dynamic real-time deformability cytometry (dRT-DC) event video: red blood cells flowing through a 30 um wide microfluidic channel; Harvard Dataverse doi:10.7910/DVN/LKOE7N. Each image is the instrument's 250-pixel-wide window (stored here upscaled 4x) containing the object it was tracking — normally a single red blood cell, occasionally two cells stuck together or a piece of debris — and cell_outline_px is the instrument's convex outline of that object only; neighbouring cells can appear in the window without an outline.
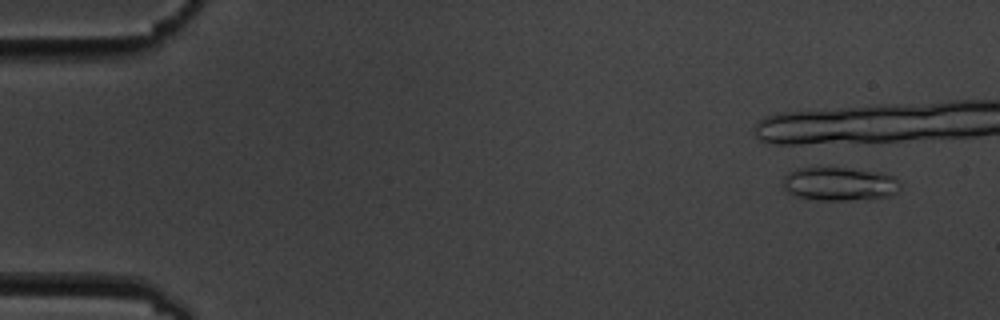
{"species": "common noctule bat (a hibernating species)", "species_latin": "Nyctalus noctula", "temperature_condition": "cold", "stored_images_in_passage": 2, "camera_frame_rate_fps": 3000, "um_per_image_px": 0.085, "animal": {"sex": "male", "body_mass_g": 19.5, "forearm_length_mm": 54.6}, "frame": {"image": 1, "passage_image": 2, "time_ms": 1.0, "image_size_px": [1000, 320], "cell_outline_px": [[900, 188], [896, 192], [888, 196], [848, 200], [816, 200], [796, 196], [788, 192], [780, 184], [784, 176], [796, 168], [852, 168], [880, 172], [892, 176], [900, 184]], "centroid_in_image_um": [71.3, 15.62], "position_along_channel_um": 13.7, "area_um2": 22.89}}